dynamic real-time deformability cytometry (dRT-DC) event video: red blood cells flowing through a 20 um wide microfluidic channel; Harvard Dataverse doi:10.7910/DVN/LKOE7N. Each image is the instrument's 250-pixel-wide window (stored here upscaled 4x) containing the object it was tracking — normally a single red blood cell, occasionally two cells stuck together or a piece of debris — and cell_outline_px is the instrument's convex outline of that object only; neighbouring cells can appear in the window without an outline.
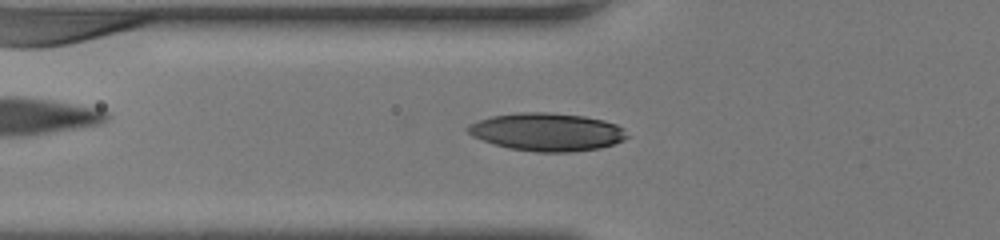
{"species": "human", "species_latin": "Homo sapiens", "temperature_condition": "room temperature", "stored_images_in_passage": 39, "camera_frame_rate_fps": 3000, "um_per_image_px": 0.085, "donor": {"sex": "female"}, "frame": {"image": 1, "passage_image": 13, "time_ms": 4.0, "image_size_px": [1000, 240], "cell_outline_px": [[628, 136], [624, 140], [600, 148], [572, 152], [536, 152], [508, 148], [472, 136], [464, 128], [468, 124], [492, 116], [520, 112], [544, 112], [584, 116], [604, 120], [616, 124], [624, 128]], "centroid_in_image_um": [46.5, 11.22], "position_along_channel_um": 79.3, "area_um2": 35.14}}
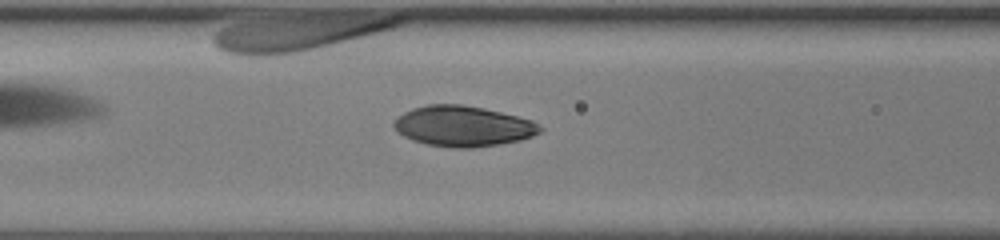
{"frame": {"image": 2, "passage_image": 19, "time_ms": 6.0, "image_size_px": [1000, 240], "cell_outline_px": [[544, 128], [540, 132], [532, 136], [520, 140], [500, 144], [472, 148], [452, 148], [428, 144], [412, 140], [404, 136], [392, 124], [404, 112], [412, 108], [428, 104], [460, 104], [484, 108], [532, 120]], "centroid_in_image_um": [39.38, 10.72], "position_along_channel_um": 127.2, "area_um2": 34.33}}
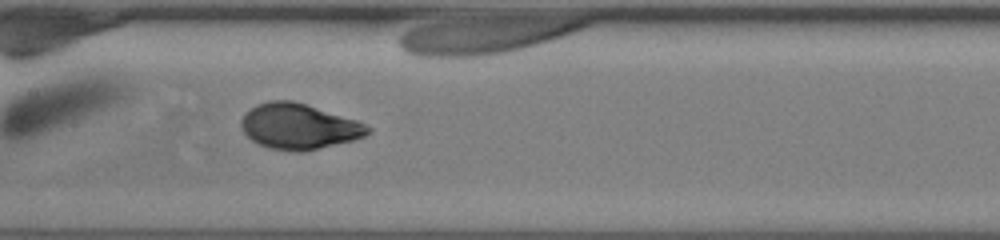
{"frame": {"image": 3, "passage_image": 26, "time_ms": 8.333, "image_size_px": [1000, 240], "cell_outline_px": [[372, 128], [364, 136], [352, 140], [304, 152], [292, 152], [268, 148], [252, 140], [240, 128], [240, 120], [244, 112], [256, 104], [268, 100], [292, 100], [356, 120]], "centroid_in_image_um": [25.34, 10.74], "position_along_channel_um": 182.1, "area_um2": 33.58}}